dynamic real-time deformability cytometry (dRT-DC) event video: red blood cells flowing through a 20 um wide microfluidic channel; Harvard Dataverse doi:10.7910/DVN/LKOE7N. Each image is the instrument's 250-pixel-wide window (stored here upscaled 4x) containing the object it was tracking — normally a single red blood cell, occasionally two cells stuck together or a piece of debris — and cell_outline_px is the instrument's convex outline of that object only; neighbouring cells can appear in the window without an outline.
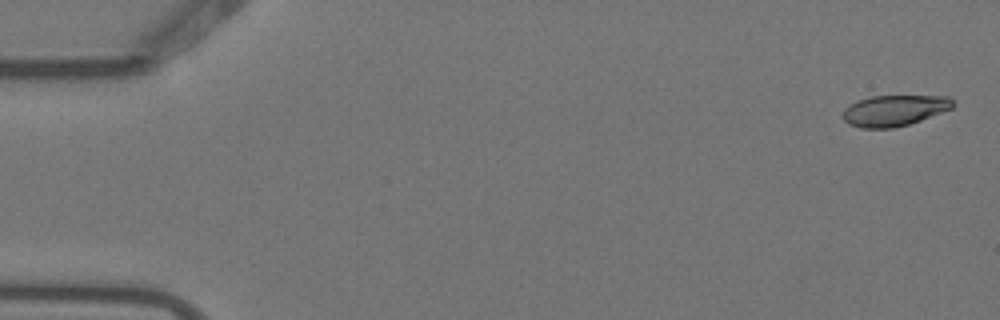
{"species": "Egyptian fruit bat (a non-hibernating species)", "species_latin": "Rousettus aegyptiacus", "temperature_condition": "warm", "stored_images_in_passage": 5, "camera_frame_rate_fps": 3000, "um_per_image_px": 0.085, "animal": {"sex": "female"}, "frame": {"image": 1, "passage_image": 1, "time_ms": 0.0, "image_size_px": [1000, 320], "cell_outline_px": [[956, 104], [952, 108], [920, 120], [908, 124], [892, 128], [860, 128], [848, 124], [840, 116], [844, 108], [848, 104], [872, 96], [948, 96]], "centroid_in_image_um": [75.97, 9.39], "position_along_channel_um": 9.0, "area_um2": 19.88}}
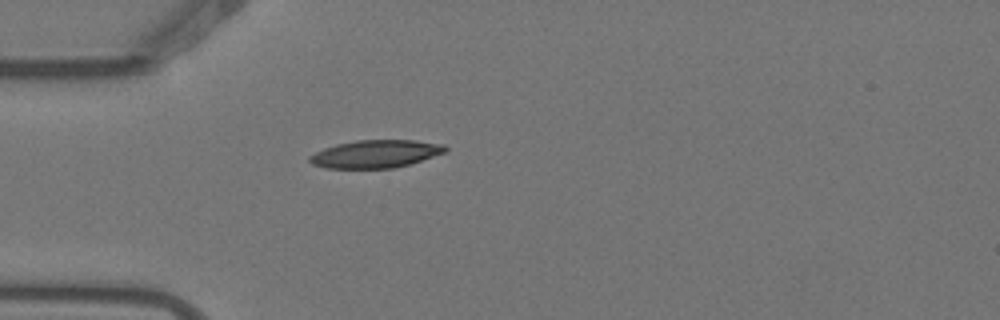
{"frame": {"image": 2, "passage_image": 5, "time_ms": 1.333, "image_size_px": [1000, 320], "cell_outline_px": [[448, 148], [444, 152], [408, 164], [392, 168], [324, 168], [312, 164], [308, 160], [308, 156], [324, 148], [336, 144], [356, 140], [416, 140], [444, 144]], "centroid_in_image_um": [31.88, 13.07], "position_along_channel_um": 53.1, "area_um2": 21.85}}